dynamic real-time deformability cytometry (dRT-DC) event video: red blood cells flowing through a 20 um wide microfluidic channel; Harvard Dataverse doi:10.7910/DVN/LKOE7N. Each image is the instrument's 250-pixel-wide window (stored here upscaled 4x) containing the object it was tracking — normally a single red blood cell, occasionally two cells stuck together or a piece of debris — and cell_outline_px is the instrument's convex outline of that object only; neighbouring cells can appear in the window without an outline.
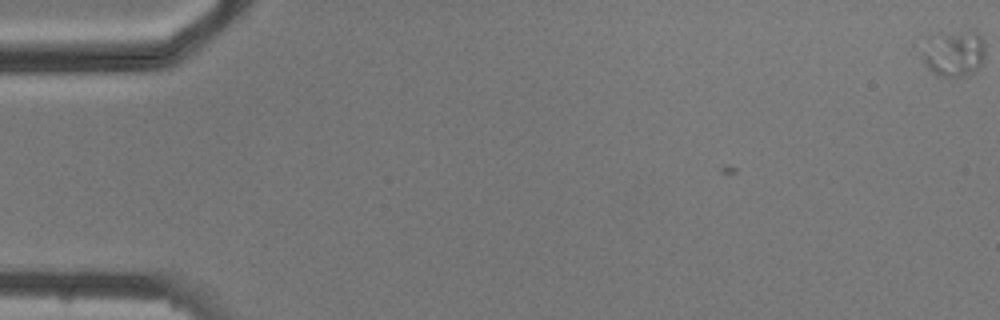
{"species": "common noctule bat (a hibernating species)", "species_latin": "Nyctalus noctula", "temperature_condition": "cold", "stored_images_in_passage": 4, "camera_frame_rate_fps": 3000, "um_per_image_px": 0.085, "animal": {"sex": "male", "body_mass_g": 20.5, "forearm_length_mm": 52.5}, "frame": {"image": 1, "passage_image": 1, "time_ms": 0.0, "image_size_px": [1000, 320], "cell_outline_px": [[984, 60], [968, 76], [940, 76], [932, 72], [928, 68], [924, 60], [924, 52], [944, 36], [972, 28], [980, 32], [984, 40]], "centroid_in_image_um": [81.28, 4.58], "position_along_channel_um": 3.7, "area_um2": 15.78}}